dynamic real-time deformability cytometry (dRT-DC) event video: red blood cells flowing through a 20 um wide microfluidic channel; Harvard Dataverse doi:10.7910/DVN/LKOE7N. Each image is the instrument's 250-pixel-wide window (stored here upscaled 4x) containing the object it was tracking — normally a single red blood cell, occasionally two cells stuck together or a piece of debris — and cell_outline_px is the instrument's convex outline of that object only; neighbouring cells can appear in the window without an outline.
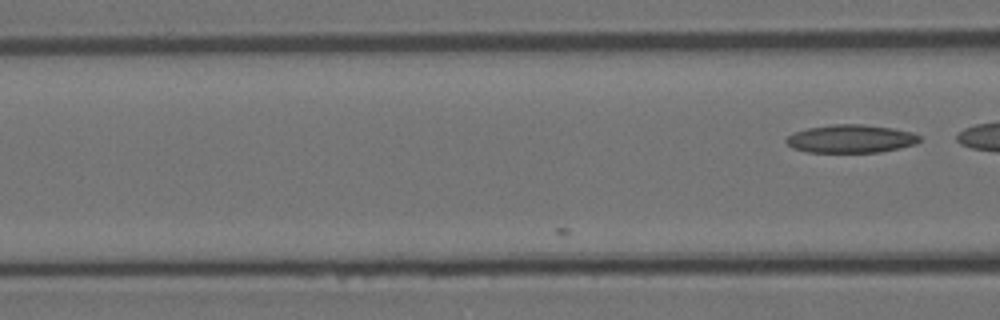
{"species": "Egyptian fruit bat (a non-hibernating species)", "species_latin": "Rousettus aegyptiacus", "temperature_condition": "room temperature", "stored_images_in_passage": 4, "camera_frame_rate_fps": 3000, "um_per_image_px": 0.085, "animal": {"sex": "female"}, "frame": {"image": 1, "passage_image": 4, "time_ms": 1.0, "image_size_px": [1000, 320], "cell_outline_px": [[920, 140], [916, 144], [900, 148], [880, 152], [808, 152], [792, 148], [784, 140], [788, 136], [796, 132], [808, 128], [832, 124], [860, 124], [892, 128], [912, 132], [920, 136]], "centroid_in_image_um": [72.33, 11.8], "position_along_channel_um": 94.3, "area_um2": 21.79}}